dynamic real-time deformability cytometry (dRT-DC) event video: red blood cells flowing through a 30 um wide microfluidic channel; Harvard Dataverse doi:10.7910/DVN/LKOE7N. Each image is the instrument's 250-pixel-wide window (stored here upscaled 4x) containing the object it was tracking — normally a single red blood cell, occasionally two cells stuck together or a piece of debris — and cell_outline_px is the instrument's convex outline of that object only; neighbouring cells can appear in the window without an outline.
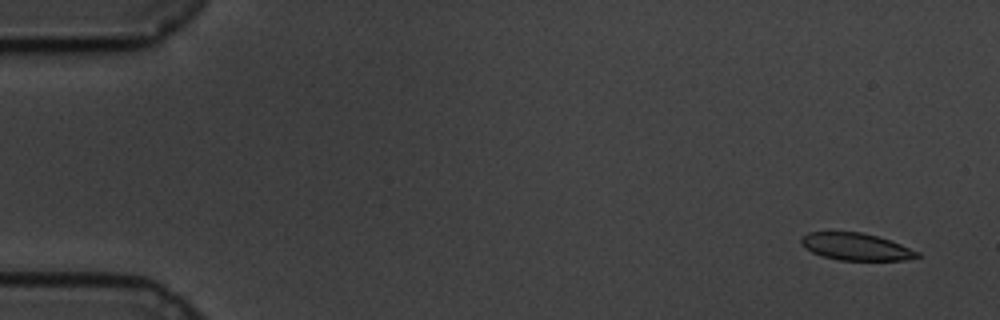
{"species": "common noctule bat (a hibernating species)", "species_latin": "Nyctalus noctula", "temperature_condition": "cold", "stored_images_in_passage": 57, "camera_frame_rate_fps": 3000, "um_per_image_px": 0.085, "animal": {"sex": "male", "body_mass_g": 19.5, "forearm_length_mm": 54.6}, "frame": {"image": 1, "passage_image": 1, "time_ms": 0.0, "image_size_px": [1000, 320], "cell_outline_px": [[920, 256], [904, 260], [840, 260], [820, 256], [812, 252], [800, 240], [808, 232], [860, 232], [876, 236], [900, 244], [920, 252]], "centroid_in_image_um": [72.77, 20.98], "position_along_channel_um": 12.2, "area_um2": 18.03}}
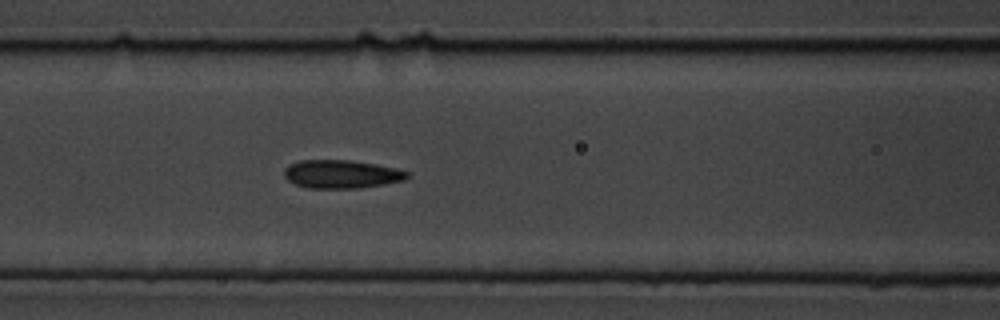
{"frame": {"image": 2, "passage_image": 23, "time_ms": 7.333, "image_size_px": [1000, 320], "cell_outline_px": [[412, 176], [404, 180], [384, 184], [360, 188], [308, 188], [296, 184], [288, 180], [284, 176], [284, 168], [288, 164], [300, 160], [352, 160], [376, 164], [396, 168], [408, 172]], "centroid_in_image_um": [29.03, 14.79], "position_along_channel_um": 137.6, "area_um2": 20.46}}
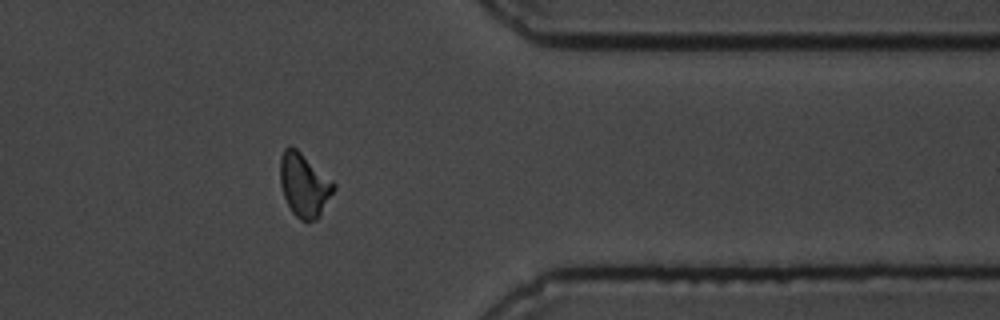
{"frame": {"image": 3, "passage_image": 46, "time_ms": 15.0, "image_size_px": [1000, 320], "cell_outline_px": [[336, 188], [320, 216], [316, 220], [300, 220], [292, 212], [284, 196], [280, 184], [280, 156], [284, 148], [288, 144], [292, 144], [332, 180], [336, 184]], "centroid_in_image_um": [25.85, 15.69], "position_along_channel_um": 385.6, "area_um2": 20.0}, "authors_computed_cell_mechanics": {"area_um2": 19.7676, "velocity_mm_per_s": 3.3972, "shape_relaxation_time_tau1_ms": 3.8703, "shape_relaxation_time_tau2_ms": 2.298, "deformation_change_tau1": 0.1218, "deformation_change_tau2": 0.0979}}